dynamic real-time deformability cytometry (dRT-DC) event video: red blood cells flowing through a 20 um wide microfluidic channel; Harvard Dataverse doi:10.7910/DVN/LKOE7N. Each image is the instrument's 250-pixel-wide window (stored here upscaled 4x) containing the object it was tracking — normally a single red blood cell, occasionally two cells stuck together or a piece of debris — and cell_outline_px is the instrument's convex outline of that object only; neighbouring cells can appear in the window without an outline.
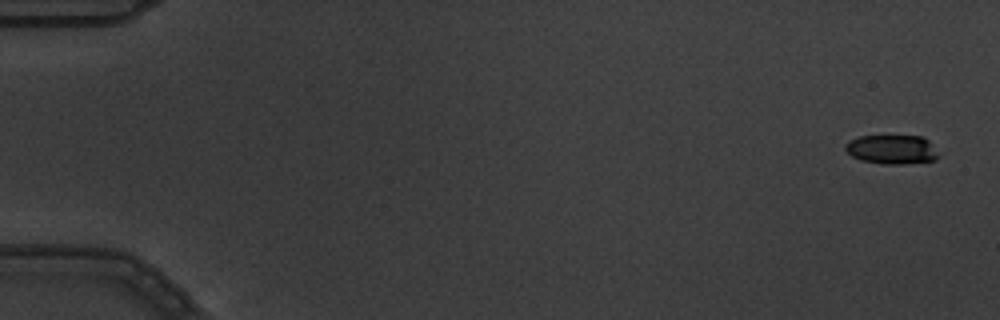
{"species": "common noctule bat (a hibernating species)", "species_latin": "Nyctalus noctula", "temperature_condition": "warm", "stored_images_in_passage": 4, "camera_frame_rate_fps": 3000, "um_per_image_px": 0.085, "animal": {"sex": "male", "body_mass_g": 19.5, "forearm_length_mm": 54.6}, "frame": {"image": 1, "passage_image": 1, "time_ms": 0.0, "image_size_px": [1000, 320], "cell_outline_px": [[940, 156], [936, 160], [908, 164], [880, 164], [860, 160], [852, 156], [844, 148], [844, 144], [860, 136], [924, 136], [928, 140]], "centroid_in_image_um": [75.83, 12.72], "position_along_channel_um": 9.2, "area_um2": 15.95}}
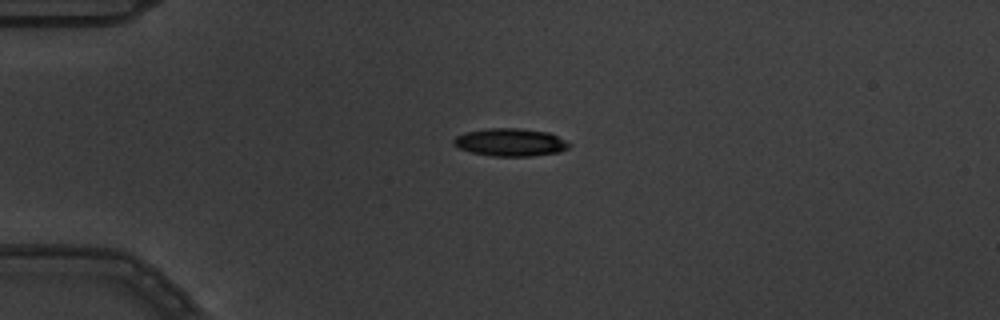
{"frame": {"image": 2, "passage_image": 4, "time_ms": 1.0, "image_size_px": [1000, 320], "cell_outline_px": [[572, 144], [568, 148], [560, 152], [532, 156], [492, 156], [472, 152], [460, 148], [452, 144], [452, 140], [456, 136], [464, 132], [488, 128], [520, 128], [548, 132]], "centroid_in_image_um": [43.37, 12.09], "position_along_channel_um": 41.6, "area_um2": 18.73}}